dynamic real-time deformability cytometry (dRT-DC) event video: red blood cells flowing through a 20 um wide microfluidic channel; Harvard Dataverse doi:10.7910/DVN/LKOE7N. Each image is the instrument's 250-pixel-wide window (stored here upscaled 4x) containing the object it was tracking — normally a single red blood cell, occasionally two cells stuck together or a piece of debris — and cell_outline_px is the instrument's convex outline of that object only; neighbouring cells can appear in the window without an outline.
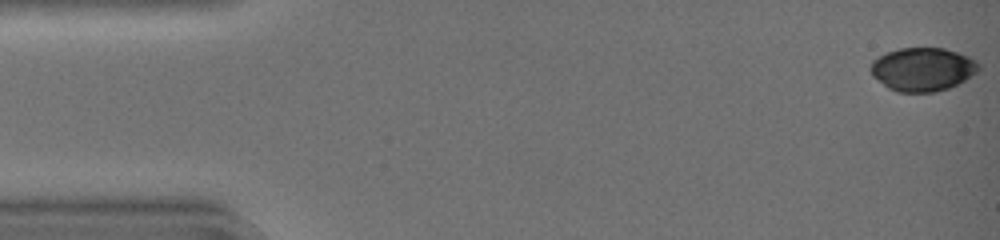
{"species": "common noctule bat (a hibernating species)", "species_latin": "Nyctalus noctula", "temperature_condition": "warm", "stored_images_in_passage": 42, "camera_frame_rate_fps": 3000, "um_per_image_px": 0.085, "animal": {"sex": "female", "body_mass_g": 19.0, "forearm_length_mm": 51.5}, "frame": {"image": 1, "passage_image": 1, "time_ms": 0.0, "image_size_px": [1000, 240], "cell_outline_px": [[980, 68], [976, 72], [964, 80], [948, 88], [936, 92], [896, 92], [888, 88], [872, 76], [868, 68], [872, 60], [888, 52], [900, 48], [944, 48], [968, 56], [976, 60], [980, 64]], "centroid_in_image_um": [78.39, 5.89], "position_along_channel_um": 6.6, "area_um2": 27.4}}
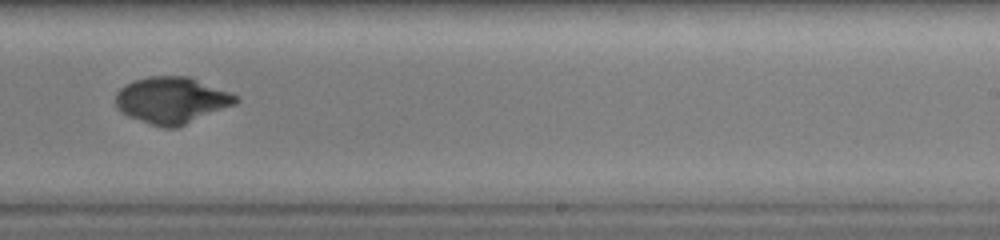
{"frame": {"image": 2, "passage_image": 29, "time_ms": 9.333, "image_size_px": [1000, 240], "cell_outline_px": [[240, 100], [236, 104], [176, 128], [164, 128], [128, 116], [120, 112], [116, 108], [116, 92], [124, 84], [132, 80], [148, 76], [188, 76], [232, 92], [240, 96]], "centroid_in_image_um": [14.61, 8.5], "position_along_channel_um": 274.4, "area_um2": 32.89}}
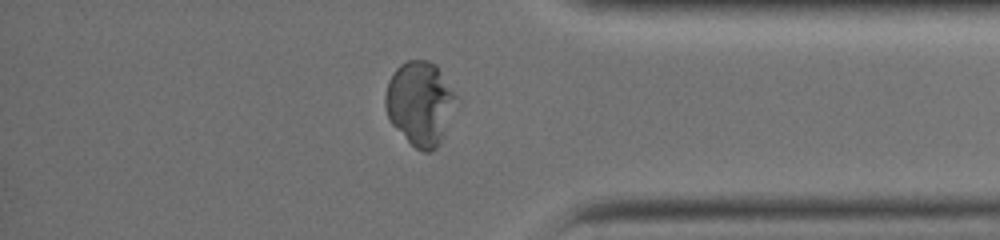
{"frame": {"image": 3, "passage_image": 38, "time_ms": 12.333, "image_size_px": [1000, 240], "cell_outline_px": [[460, 108], [436, 148], [432, 152], [424, 152], [416, 148], [392, 124], [388, 116], [384, 104], [384, 96], [388, 80], [392, 72], [400, 64], [408, 60], [428, 60], [436, 64], [460, 100]], "centroid_in_image_um": [35.76, 8.77], "position_along_channel_um": 399.4, "area_um2": 35.49}}